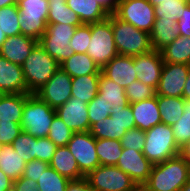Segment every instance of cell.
Masks as SVG:
<instances>
[{"label": "cell", "mask_w": 190, "mask_h": 191, "mask_svg": "<svg viewBox=\"0 0 190 191\" xmlns=\"http://www.w3.org/2000/svg\"><path fill=\"white\" fill-rule=\"evenodd\" d=\"M86 53L100 69L119 55L114 41L111 14L104 21L91 23V40Z\"/></svg>", "instance_id": "obj_6"}, {"label": "cell", "mask_w": 190, "mask_h": 191, "mask_svg": "<svg viewBox=\"0 0 190 191\" xmlns=\"http://www.w3.org/2000/svg\"><path fill=\"white\" fill-rule=\"evenodd\" d=\"M17 5L21 34L39 41L47 28L48 0H18Z\"/></svg>", "instance_id": "obj_7"}, {"label": "cell", "mask_w": 190, "mask_h": 191, "mask_svg": "<svg viewBox=\"0 0 190 191\" xmlns=\"http://www.w3.org/2000/svg\"><path fill=\"white\" fill-rule=\"evenodd\" d=\"M59 68L60 64L37 44L22 65L28 92L34 94Z\"/></svg>", "instance_id": "obj_3"}, {"label": "cell", "mask_w": 190, "mask_h": 191, "mask_svg": "<svg viewBox=\"0 0 190 191\" xmlns=\"http://www.w3.org/2000/svg\"><path fill=\"white\" fill-rule=\"evenodd\" d=\"M48 167L49 164L47 162L33 159L29 162H26L23 176L29 179H33L37 182L42 172L45 171Z\"/></svg>", "instance_id": "obj_47"}, {"label": "cell", "mask_w": 190, "mask_h": 191, "mask_svg": "<svg viewBox=\"0 0 190 191\" xmlns=\"http://www.w3.org/2000/svg\"><path fill=\"white\" fill-rule=\"evenodd\" d=\"M182 109V116L171 126L176 144L181 149L190 141V99H184Z\"/></svg>", "instance_id": "obj_35"}, {"label": "cell", "mask_w": 190, "mask_h": 191, "mask_svg": "<svg viewBox=\"0 0 190 191\" xmlns=\"http://www.w3.org/2000/svg\"><path fill=\"white\" fill-rule=\"evenodd\" d=\"M110 116L127 131L136 128L130 104L112 108Z\"/></svg>", "instance_id": "obj_43"}, {"label": "cell", "mask_w": 190, "mask_h": 191, "mask_svg": "<svg viewBox=\"0 0 190 191\" xmlns=\"http://www.w3.org/2000/svg\"><path fill=\"white\" fill-rule=\"evenodd\" d=\"M120 20L150 33L155 22V11L147 0H119L114 13Z\"/></svg>", "instance_id": "obj_10"}, {"label": "cell", "mask_w": 190, "mask_h": 191, "mask_svg": "<svg viewBox=\"0 0 190 191\" xmlns=\"http://www.w3.org/2000/svg\"><path fill=\"white\" fill-rule=\"evenodd\" d=\"M179 30L177 21L155 18L150 32L153 50L161 51L172 43L179 36Z\"/></svg>", "instance_id": "obj_23"}, {"label": "cell", "mask_w": 190, "mask_h": 191, "mask_svg": "<svg viewBox=\"0 0 190 191\" xmlns=\"http://www.w3.org/2000/svg\"><path fill=\"white\" fill-rule=\"evenodd\" d=\"M89 132L96 139H116L120 141L127 130L109 116L94 123Z\"/></svg>", "instance_id": "obj_33"}, {"label": "cell", "mask_w": 190, "mask_h": 191, "mask_svg": "<svg viewBox=\"0 0 190 191\" xmlns=\"http://www.w3.org/2000/svg\"><path fill=\"white\" fill-rule=\"evenodd\" d=\"M179 25V35L184 37H190V4H188L183 13L182 17L177 20Z\"/></svg>", "instance_id": "obj_48"}, {"label": "cell", "mask_w": 190, "mask_h": 191, "mask_svg": "<svg viewBox=\"0 0 190 191\" xmlns=\"http://www.w3.org/2000/svg\"><path fill=\"white\" fill-rule=\"evenodd\" d=\"M190 65L164 63L156 95L182 97Z\"/></svg>", "instance_id": "obj_13"}, {"label": "cell", "mask_w": 190, "mask_h": 191, "mask_svg": "<svg viewBox=\"0 0 190 191\" xmlns=\"http://www.w3.org/2000/svg\"><path fill=\"white\" fill-rule=\"evenodd\" d=\"M66 4L76 13L82 24L101 22L110 15L96 0H67Z\"/></svg>", "instance_id": "obj_22"}, {"label": "cell", "mask_w": 190, "mask_h": 191, "mask_svg": "<svg viewBox=\"0 0 190 191\" xmlns=\"http://www.w3.org/2000/svg\"><path fill=\"white\" fill-rule=\"evenodd\" d=\"M136 128L147 131L155 125L162 123L157 95L153 98L131 103Z\"/></svg>", "instance_id": "obj_20"}, {"label": "cell", "mask_w": 190, "mask_h": 191, "mask_svg": "<svg viewBox=\"0 0 190 191\" xmlns=\"http://www.w3.org/2000/svg\"><path fill=\"white\" fill-rule=\"evenodd\" d=\"M182 98L183 99H190V70L187 76V80L185 83V87L182 93Z\"/></svg>", "instance_id": "obj_53"}, {"label": "cell", "mask_w": 190, "mask_h": 191, "mask_svg": "<svg viewBox=\"0 0 190 191\" xmlns=\"http://www.w3.org/2000/svg\"><path fill=\"white\" fill-rule=\"evenodd\" d=\"M120 142L123 148L142 152L145 145V131L139 128L128 130L120 139Z\"/></svg>", "instance_id": "obj_44"}, {"label": "cell", "mask_w": 190, "mask_h": 191, "mask_svg": "<svg viewBox=\"0 0 190 191\" xmlns=\"http://www.w3.org/2000/svg\"><path fill=\"white\" fill-rule=\"evenodd\" d=\"M13 148L17 151L25 162L35 159L36 138L25 131H22L12 143Z\"/></svg>", "instance_id": "obj_39"}, {"label": "cell", "mask_w": 190, "mask_h": 191, "mask_svg": "<svg viewBox=\"0 0 190 191\" xmlns=\"http://www.w3.org/2000/svg\"><path fill=\"white\" fill-rule=\"evenodd\" d=\"M160 52L164 63L190 65V37L179 35Z\"/></svg>", "instance_id": "obj_27"}, {"label": "cell", "mask_w": 190, "mask_h": 191, "mask_svg": "<svg viewBox=\"0 0 190 191\" xmlns=\"http://www.w3.org/2000/svg\"><path fill=\"white\" fill-rule=\"evenodd\" d=\"M100 75H86L72 78L71 97H78L89 103L94 99L99 91Z\"/></svg>", "instance_id": "obj_29"}, {"label": "cell", "mask_w": 190, "mask_h": 191, "mask_svg": "<svg viewBox=\"0 0 190 191\" xmlns=\"http://www.w3.org/2000/svg\"><path fill=\"white\" fill-rule=\"evenodd\" d=\"M13 185V180L0 169V191H6Z\"/></svg>", "instance_id": "obj_52"}, {"label": "cell", "mask_w": 190, "mask_h": 191, "mask_svg": "<svg viewBox=\"0 0 190 191\" xmlns=\"http://www.w3.org/2000/svg\"><path fill=\"white\" fill-rule=\"evenodd\" d=\"M70 180L50 166L42 172L38 181L37 187L40 191H65Z\"/></svg>", "instance_id": "obj_36"}, {"label": "cell", "mask_w": 190, "mask_h": 191, "mask_svg": "<svg viewBox=\"0 0 190 191\" xmlns=\"http://www.w3.org/2000/svg\"><path fill=\"white\" fill-rule=\"evenodd\" d=\"M7 36L3 33V31H1V28H0V48L2 46V44L5 42Z\"/></svg>", "instance_id": "obj_56"}, {"label": "cell", "mask_w": 190, "mask_h": 191, "mask_svg": "<svg viewBox=\"0 0 190 191\" xmlns=\"http://www.w3.org/2000/svg\"><path fill=\"white\" fill-rule=\"evenodd\" d=\"M85 178L93 191H140L132 178L117 166L99 165Z\"/></svg>", "instance_id": "obj_9"}, {"label": "cell", "mask_w": 190, "mask_h": 191, "mask_svg": "<svg viewBox=\"0 0 190 191\" xmlns=\"http://www.w3.org/2000/svg\"><path fill=\"white\" fill-rule=\"evenodd\" d=\"M181 153L186 158H190V141L182 148Z\"/></svg>", "instance_id": "obj_55"}, {"label": "cell", "mask_w": 190, "mask_h": 191, "mask_svg": "<svg viewBox=\"0 0 190 191\" xmlns=\"http://www.w3.org/2000/svg\"><path fill=\"white\" fill-rule=\"evenodd\" d=\"M55 115L56 109L50 107L35 94H29L25 99L22 113V131L35 138L47 137Z\"/></svg>", "instance_id": "obj_5"}, {"label": "cell", "mask_w": 190, "mask_h": 191, "mask_svg": "<svg viewBox=\"0 0 190 191\" xmlns=\"http://www.w3.org/2000/svg\"><path fill=\"white\" fill-rule=\"evenodd\" d=\"M98 94L110 104L112 108L121 105H129L125 89L109 78L105 77L102 73L99 79V91Z\"/></svg>", "instance_id": "obj_32"}, {"label": "cell", "mask_w": 190, "mask_h": 191, "mask_svg": "<svg viewBox=\"0 0 190 191\" xmlns=\"http://www.w3.org/2000/svg\"><path fill=\"white\" fill-rule=\"evenodd\" d=\"M152 6H157L160 4V1H166V0H147Z\"/></svg>", "instance_id": "obj_58"}, {"label": "cell", "mask_w": 190, "mask_h": 191, "mask_svg": "<svg viewBox=\"0 0 190 191\" xmlns=\"http://www.w3.org/2000/svg\"><path fill=\"white\" fill-rule=\"evenodd\" d=\"M6 191H17L16 189H15V187L12 185L9 189H7Z\"/></svg>", "instance_id": "obj_60"}, {"label": "cell", "mask_w": 190, "mask_h": 191, "mask_svg": "<svg viewBox=\"0 0 190 191\" xmlns=\"http://www.w3.org/2000/svg\"><path fill=\"white\" fill-rule=\"evenodd\" d=\"M116 166L127 173L132 180L141 187L147 182L153 164L140 151L123 148Z\"/></svg>", "instance_id": "obj_14"}, {"label": "cell", "mask_w": 190, "mask_h": 191, "mask_svg": "<svg viewBox=\"0 0 190 191\" xmlns=\"http://www.w3.org/2000/svg\"><path fill=\"white\" fill-rule=\"evenodd\" d=\"M38 41L23 34L7 37L0 48V56L22 66Z\"/></svg>", "instance_id": "obj_19"}, {"label": "cell", "mask_w": 190, "mask_h": 191, "mask_svg": "<svg viewBox=\"0 0 190 191\" xmlns=\"http://www.w3.org/2000/svg\"><path fill=\"white\" fill-rule=\"evenodd\" d=\"M189 181L186 157L180 153L164 162L154 164L141 191H180Z\"/></svg>", "instance_id": "obj_1"}, {"label": "cell", "mask_w": 190, "mask_h": 191, "mask_svg": "<svg viewBox=\"0 0 190 191\" xmlns=\"http://www.w3.org/2000/svg\"><path fill=\"white\" fill-rule=\"evenodd\" d=\"M180 191H190V180L183 185Z\"/></svg>", "instance_id": "obj_57"}, {"label": "cell", "mask_w": 190, "mask_h": 191, "mask_svg": "<svg viewBox=\"0 0 190 191\" xmlns=\"http://www.w3.org/2000/svg\"><path fill=\"white\" fill-rule=\"evenodd\" d=\"M67 0H48L49 14L47 24H67L78 27L81 20L66 4Z\"/></svg>", "instance_id": "obj_28"}, {"label": "cell", "mask_w": 190, "mask_h": 191, "mask_svg": "<svg viewBox=\"0 0 190 191\" xmlns=\"http://www.w3.org/2000/svg\"><path fill=\"white\" fill-rule=\"evenodd\" d=\"M72 77L59 68L51 79L34 94L53 109L65 104L71 98Z\"/></svg>", "instance_id": "obj_12"}, {"label": "cell", "mask_w": 190, "mask_h": 191, "mask_svg": "<svg viewBox=\"0 0 190 191\" xmlns=\"http://www.w3.org/2000/svg\"><path fill=\"white\" fill-rule=\"evenodd\" d=\"M57 147L58 146L48 137L36 138L35 159L47 162L49 164Z\"/></svg>", "instance_id": "obj_45"}, {"label": "cell", "mask_w": 190, "mask_h": 191, "mask_svg": "<svg viewBox=\"0 0 190 191\" xmlns=\"http://www.w3.org/2000/svg\"><path fill=\"white\" fill-rule=\"evenodd\" d=\"M18 18V5H9L0 8V28L7 37L21 34Z\"/></svg>", "instance_id": "obj_34"}, {"label": "cell", "mask_w": 190, "mask_h": 191, "mask_svg": "<svg viewBox=\"0 0 190 191\" xmlns=\"http://www.w3.org/2000/svg\"><path fill=\"white\" fill-rule=\"evenodd\" d=\"M73 134L74 131H72L56 114L50 125L47 137L59 147L67 146V143L71 140Z\"/></svg>", "instance_id": "obj_38"}, {"label": "cell", "mask_w": 190, "mask_h": 191, "mask_svg": "<svg viewBox=\"0 0 190 191\" xmlns=\"http://www.w3.org/2000/svg\"><path fill=\"white\" fill-rule=\"evenodd\" d=\"M0 92L2 94H30L27 90L22 66L0 56Z\"/></svg>", "instance_id": "obj_18"}, {"label": "cell", "mask_w": 190, "mask_h": 191, "mask_svg": "<svg viewBox=\"0 0 190 191\" xmlns=\"http://www.w3.org/2000/svg\"><path fill=\"white\" fill-rule=\"evenodd\" d=\"M111 105L99 94L87 104L90 127L97 121L110 116Z\"/></svg>", "instance_id": "obj_40"}, {"label": "cell", "mask_w": 190, "mask_h": 191, "mask_svg": "<svg viewBox=\"0 0 190 191\" xmlns=\"http://www.w3.org/2000/svg\"><path fill=\"white\" fill-rule=\"evenodd\" d=\"M18 0H0V8L9 6V5H17Z\"/></svg>", "instance_id": "obj_54"}, {"label": "cell", "mask_w": 190, "mask_h": 191, "mask_svg": "<svg viewBox=\"0 0 190 191\" xmlns=\"http://www.w3.org/2000/svg\"><path fill=\"white\" fill-rule=\"evenodd\" d=\"M101 73L124 89L136 81L138 76L133 57L124 55L115 56L101 69Z\"/></svg>", "instance_id": "obj_17"}, {"label": "cell", "mask_w": 190, "mask_h": 191, "mask_svg": "<svg viewBox=\"0 0 190 191\" xmlns=\"http://www.w3.org/2000/svg\"><path fill=\"white\" fill-rule=\"evenodd\" d=\"M123 147L116 139H96V153L103 166H116Z\"/></svg>", "instance_id": "obj_31"}, {"label": "cell", "mask_w": 190, "mask_h": 191, "mask_svg": "<svg viewBox=\"0 0 190 191\" xmlns=\"http://www.w3.org/2000/svg\"><path fill=\"white\" fill-rule=\"evenodd\" d=\"M114 41L119 55L137 56L153 50L150 33L135 28L111 14Z\"/></svg>", "instance_id": "obj_2"}, {"label": "cell", "mask_w": 190, "mask_h": 191, "mask_svg": "<svg viewBox=\"0 0 190 191\" xmlns=\"http://www.w3.org/2000/svg\"><path fill=\"white\" fill-rule=\"evenodd\" d=\"M49 166L69 180L85 178L80 172L78 163L67 146H59L53 155Z\"/></svg>", "instance_id": "obj_21"}, {"label": "cell", "mask_w": 190, "mask_h": 191, "mask_svg": "<svg viewBox=\"0 0 190 191\" xmlns=\"http://www.w3.org/2000/svg\"><path fill=\"white\" fill-rule=\"evenodd\" d=\"M26 162L12 144L0 146V169L13 181L24 174Z\"/></svg>", "instance_id": "obj_26"}, {"label": "cell", "mask_w": 190, "mask_h": 191, "mask_svg": "<svg viewBox=\"0 0 190 191\" xmlns=\"http://www.w3.org/2000/svg\"><path fill=\"white\" fill-rule=\"evenodd\" d=\"M76 28L67 24H47L46 31L38 44L61 64L75 54L69 44Z\"/></svg>", "instance_id": "obj_8"}, {"label": "cell", "mask_w": 190, "mask_h": 191, "mask_svg": "<svg viewBox=\"0 0 190 191\" xmlns=\"http://www.w3.org/2000/svg\"><path fill=\"white\" fill-rule=\"evenodd\" d=\"M188 4L186 0L160 1L159 5L154 6L155 18L177 21Z\"/></svg>", "instance_id": "obj_37"}, {"label": "cell", "mask_w": 190, "mask_h": 191, "mask_svg": "<svg viewBox=\"0 0 190 191\" xmlns=\"http://www.w3.org/2000/svg\"><path fill=\"white\" fill-rule=\"evenodd\" d=\"M186 162H187V168H188V177L190 180V158H186Z\"/></svg>", "instance_id": "obj_59"}, {"label": "cell", "mask_w": 190, "mask_h": 191, "mask_svg": "<svg viewBox=\"0 0 190 191\" xmlns=\"http://www.w3.org/2000/svg\"><path fill=\"white\" fill-rule=\"evenodd\" d=\"M60 68L72 78L101 74V69L87 53L73 54L60 64Z\"/></svg>", "instance_id": "obj_24"}, {"label": "cell", "mask_w": 190, "mask_h": 191, "mask_svg": "<svg viewBox=\"0 0 190 191\" xmlns=\"http://www.w3.org/2000/svg\"><path fill=\"white\" fill-rule=\"evenodd\" d=\"M133 59L134 69L138 75L137 80L156 90L164 64L161 52L151 50L148 53L133 56Z\"/></svg>", "instance_id": "obj_15"}, {"label": "cell", "mask_w": 190, "mask_h": 191, "mask_svg": "<svg viewBox=\"0 0 190 191\" xmlns=\"http://www.w3.org/2000/svg\"><path fill=\"white\" fill-rule=\"evenodd\" d=\"M29 94H2L0 97V121L21 125L25 99Z\"/></svg>", "instance_id": "obj_25"}, {"label": "cell", "mask_w": 190, "mask_h": 191, "mask_svg": "<svg viewBox=\"0 0 190 191\" xmlns=\"http://www.w3.org/2000/svg\"><path fill=\"white\" fill-rule=\"evenodd\" d=\"M67 147L75 157L80 172L86 177L100 165L96 153V138L89 131L74 132Z\"/></svg>", "instance_id": "obj_11"}, {"label": "cell", "mask_w": 190, "mask_h": 191, "mask_svg": "<svg viewBox=\"0 0 190 191\" xmlns=\"http://www.w3.org/2000/svg\"><path fill=\"white\" fill-rule=\"evenodd\" d=\"M125 94L129 104H131L153 98L156 96V90L153 87L136 80L126 87Z\"/></svg>", "instance_id": "obj_41"}, {"label": "cell", "mask_w": 190, "mask_h": 191, "mask_svg": "<svg viewBox=\"0 0 190 191\" xmlns=\"http://www.w3.org/2000/svg\"><path fill=\"white\" fill-rule=\"evenodd\" d=\"M176 144L172 127L159 123L145 131V145L142 153L154 165L181 153Z\"/></svg>", "instance_id": "obj_4"}, {"label": "cell", "mask_w": 190, "mask_h": 191, "mask_svg": "<svg viewBox=\"0 0 190 191\" xmlns=\"http://www.w3.org/2000/svg\"><path fill=\"white\" fill-rule=\"evenodd\" d=\"M65 191H93L90 188L89 182L86 178L79 180H70L66 186Z\"/></svg>", "instance_id": "obj_50"}, {"label": "cell", "mask_w": 190, "mask_h": 191, "mask_svg": "<svg viewBox=\"0 0 190 191\" xmlns=\"http://www.w3.org/2000/svg\"><path fill=\"white\" fill-rule=\"evenodd\" d=\"M91 40V24H82L75 30L70 47L75 53H86Z\"/></svg>", "instance_id": "obj_42"}, {"label": "cell", "mask_w": 190, "mask_h": 191, "mask_svg": "<svg viewBox=\"0 0 190 191\" xmlns=\"http://www.w3.org/2000/svg\"><path fill=\"white\" fill-rule=\"evenodd\" d=\"M87 104L78 97H71L65 104L56 109V114L74 132L90 130Z\"/></svg>", "instance_id": "obj_16"}, {"label": "cell", "mask_w": 190, "mask_h": 191, "mask_svg": "<svg viewBox=\"0 0 190 191\" xmlns=\"http://www.w3.org/2000/svg\"><path fill=\"white\" fill-rule=\"evenodd\" d=\"M13 186L17 191H40L37 187V182L33 179L21 176L13 181Z\"/></svg>", "instance_id": "obj_49"}, {"label": "cell", "mask_w": 190, "mask_h": 191, "mask_svg": "<svg viewBox=\"0 0 190 191\" xmlns=\"http://www.w3.org/2000/svg\"><path fill=\"white\" fill-rule=\"evenodd\" d=\"M21 132V125L15 122L0 121V146L12 144Z\"/></svg>", "instance_id": "obj_46"}, {"label": "cell", "mask_w": 190, "mask_h": 191, "mask_svg": "<svg viewBox=\"0 0 190 191\" xmlns=\"http://www.w3.org/2000/svg\"><path fill=\"white\" fill-rule=\"evenodd\" d=\"M157 103L161 121L166 125L172 126L183 114L184 99L182 97L157 95Z\"/></svg>", "instance_id": "obj_30"}, {"label": "cell", "mask_w": 190, "mask_h": 191, "mask_svg": "<svg viewBox=\"0 0 190 191\" xmlns=\"http://www.w3.org/2000/svg\"><path fill=\"white\" fill-rule=\"evenodd\" d=\"M109 14H114L118 8L119 0H96Z\"/></svg>", "instance_id": "obj_51"}]
</instances>
